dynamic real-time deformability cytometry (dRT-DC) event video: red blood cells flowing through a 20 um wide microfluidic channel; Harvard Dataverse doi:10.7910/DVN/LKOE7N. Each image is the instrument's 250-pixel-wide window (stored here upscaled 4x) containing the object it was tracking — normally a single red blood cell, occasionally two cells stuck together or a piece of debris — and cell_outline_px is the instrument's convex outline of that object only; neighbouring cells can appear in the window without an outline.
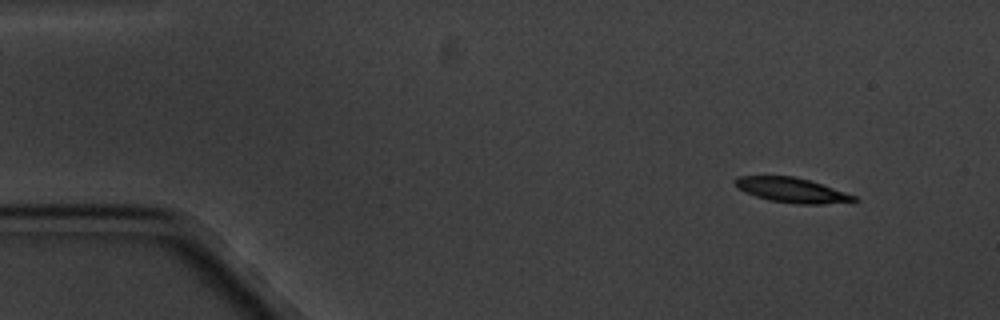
{"species": "common noctule bat (a hibernating species)", "species_latin": "Nyctalus noctula", "temperature_condition": "cold", "stored_images_in_passage": 4, "camera_frame_rate_fps": 3000, "um_per_image_px": 0.085, "animal": {"sex": "male", "body_mass_g": 20.1, "forearm_length_mm": 53.5}, "frame": {"image": 1, "passage_image": 1, "time_ms": 0.0, "image_size_px": [1000, 320], "cell_outline_px": [[860, 200], [852, 204], [796, 204], [768, 200], [744, 192], [732, 180], [736, 176], [796, 176], [856, 196]], "centroid_in_image_um": [67.37, 16.18], "position_along_channel_um": 17.6, "area_um2": 17.4}}
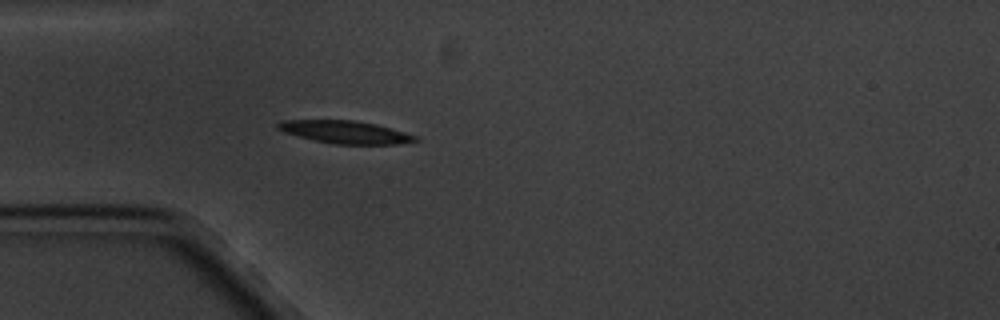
{"frame": {"image": 2, "passage_image": 4, "time_ms": 3.667, "image_size_px": [1000, 320], "cell_outline_px": [[420, 140], [396, 144], [336, 144], [316, 140], [284, 132], [276, 128], [276, 124], [284, 120], [352, 120], [376, 124], [404, 132], [416, 136]], "centroid_in_image_um": [29.35, 11.22], "position_along_channel_um": 55.7, "area_um2": 17.86}}